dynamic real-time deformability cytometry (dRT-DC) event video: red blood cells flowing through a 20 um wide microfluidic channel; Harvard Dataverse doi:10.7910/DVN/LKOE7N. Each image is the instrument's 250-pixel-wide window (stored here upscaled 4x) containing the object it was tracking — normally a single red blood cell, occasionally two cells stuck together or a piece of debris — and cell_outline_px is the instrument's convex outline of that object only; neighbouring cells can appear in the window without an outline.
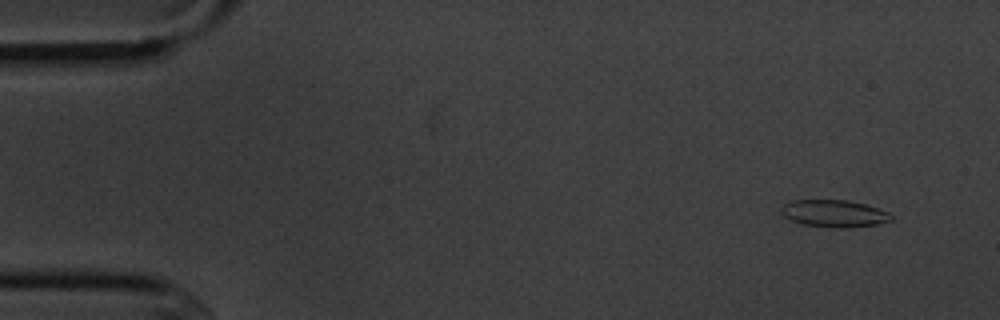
{"species": "common noctule bat (a hibernating species)", "species_latin": "Nyctalus noctula", "temperature_condition": "cold", "stored_images_in_passage": 5, "camera_frame_rate_fps": 3000, "um_per_image_px": 0.085, "animal": {"sex": "male", "body_mass_g": 20.1, "forearm_length_mm": 53.5}, "frame": {"image": 1, "passage_image": 1, "time_ms": 0.0, "image_size_px": [1000, 320], "cell_outline_px": [[892, 220], [876, 224], [848, 228], [832, 228], [800, 224], [784, 216], [780, 212], [780, 208], [784, 204], [792, 200], [848, 200], [864, 204], [888, 212], [892, 216]], "centroid_in_image_um": [70.86, 18.15], "position_along_channel_um": 14.1, "area_um2": 17.46}}
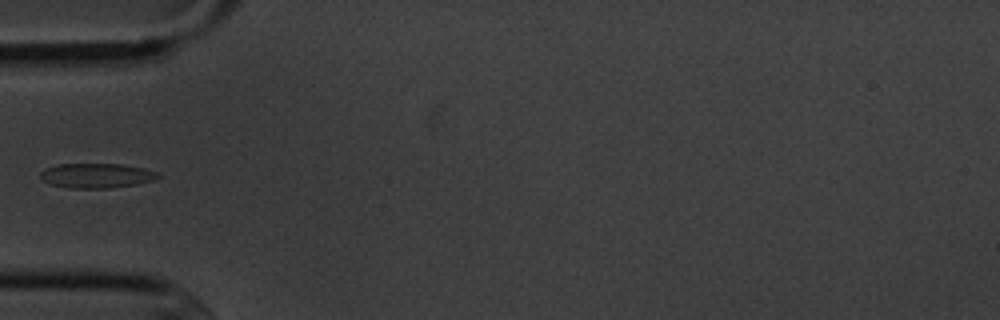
{"frame": {"image": 2, "passage_image": 5, "time_ms": 4.667, "image_size_px": [1000, 320], "cell_outline_px": [[160, 176], [156, 180], [136, 184], [108, 188], [68, 188], [52, 184], [44, 180], [40, 176], [40, 172], [44, 168], [56, 164], [120, 164], [144, 168], [160, 172]], "centroid_in_image_um": [8.23, 14.92], "position_along_channel_um": 76.8, "area_um2": 16.99}}